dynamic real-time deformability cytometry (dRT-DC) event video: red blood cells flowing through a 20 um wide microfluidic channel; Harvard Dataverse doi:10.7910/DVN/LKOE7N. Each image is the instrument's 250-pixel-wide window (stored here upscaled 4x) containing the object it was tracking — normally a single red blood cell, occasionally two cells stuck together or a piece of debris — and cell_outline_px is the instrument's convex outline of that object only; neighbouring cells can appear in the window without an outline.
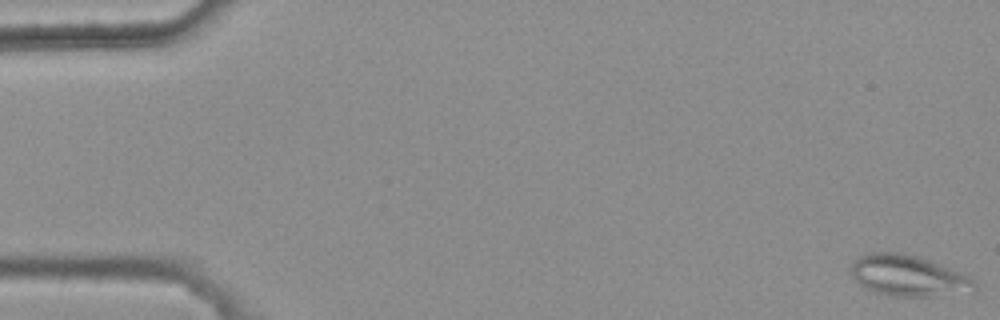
{"species": "common noctule bat (a hibernating species)", "species_latin": "Nyctalus noctula", "temperature_condition": "warm", "stored_images_in_passage": 6, "camera_frame_rate_fps": 3000, "um_per_image_px": 0.085, "animal": {"sex": "female", "body_mass_g": 25.1}, "frame": {"image": 1, "passage_image": 1, "time_ms": 0.0, "image_size_px": [1000, 320], "cell_outline_px": [[976, 288], [928, 296], [888, 296], [864, 288], [852, 276], [852, 260], [868, 252], [904, 252], [940, 264], [972, 276], [976, 284]], "centroid_in_image_um": [77.13, 23.4], "position_along_channel_um": 7.9, "area_um2": 29.13}}